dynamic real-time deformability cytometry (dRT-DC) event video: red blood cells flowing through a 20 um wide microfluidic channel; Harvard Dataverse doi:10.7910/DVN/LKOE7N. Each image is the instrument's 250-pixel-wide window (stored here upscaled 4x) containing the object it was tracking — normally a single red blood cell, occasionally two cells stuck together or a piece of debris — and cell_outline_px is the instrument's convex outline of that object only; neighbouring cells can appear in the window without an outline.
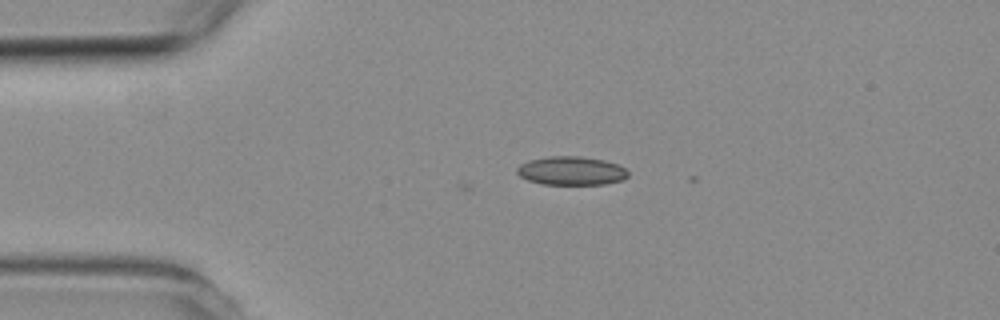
{"species": "common noctule bat (a hibernating species)", "species_latin": "Nyctalus noctula", "temperature_condition": "room temperature", "stored_images_in_passage": 4, "camera_frame_rate_fps": 3000, "um_per_image_px": 0.085, "animal": {"sex": "female", "body_mass_g": 19.3, "forearm_length_mm": 54.1}, "frame": {"image": 1, "passage_image": 4, "time_ms": 4.0, "image_size_px": [1000, 320], "cell_outline_px": [[628, 176], [624, 180], [604, 184], [540, 184], [528, 180], [520, 176], [516, 172], [516, 168], [520, 164], [528, 160], [548, 156], [580, 156], [604, 160], [620, 164], [628, 172]], "centroid_in_image_um": [48.56, 14.51], "position_along_channel_um": 36.4, "area_um2": 18.73}}